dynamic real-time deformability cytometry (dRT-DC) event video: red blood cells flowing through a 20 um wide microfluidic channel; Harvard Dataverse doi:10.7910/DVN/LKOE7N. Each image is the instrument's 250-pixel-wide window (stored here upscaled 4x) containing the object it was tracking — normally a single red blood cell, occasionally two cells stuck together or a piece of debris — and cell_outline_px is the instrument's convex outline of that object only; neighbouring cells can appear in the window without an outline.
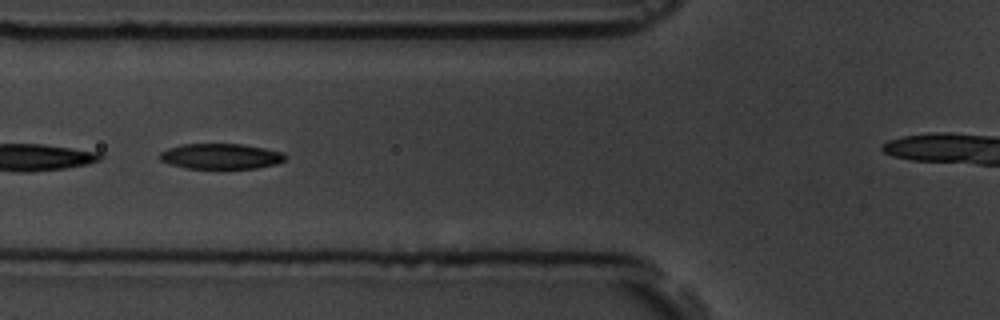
{"species": "common noctule bat (a hibernating species)", "species_latin": "Nyctalus noctula", "temperature_condition": "room temperature", "stored_images_in_passage": 11, "camera_frame_rate_fps": 3000, "um_per_image_px": 0.085, "animal": {"sex": "male", "body_mass_g": 19.5, "forearm_length_mm": 54.6}, "frame": {"image": 1, "passage_image": 7, "time_ms": 7.0, "image_size_px": [1000, 320], "cell_outline_px": [[288, 156], [284, 160], [276, 164], [256, 168], [184, 168], [160, 160], [160, 152], [168, 148], [180, 144], [240, 144], [264, 148], [284, 152]], "centroid_in_image_um": [18.79, 13.28], "position_along_channel_um": 107.0, "area_um2": 18.55}}
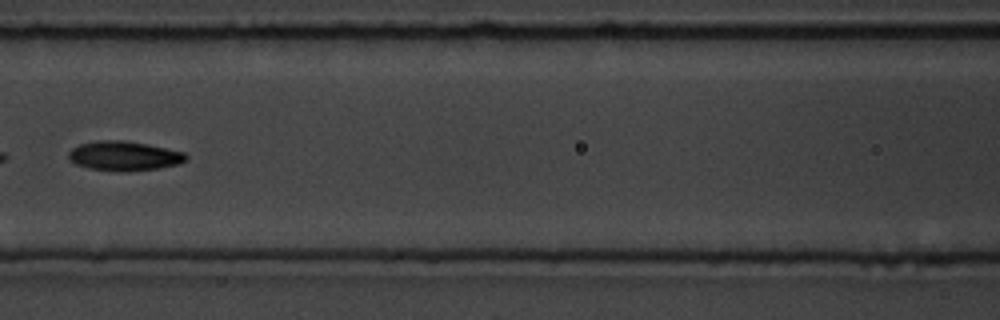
{"frame": {"image": 2, "passage_image": 8, "time_ms": 8.333, "image_size_px": [1000, 320], "cell_outline_px": [[188, 160], [180, 164], [160, 168], [128, 172], [124, 172], [88, 168], [76, 164], [68, 160], [68, 152], [72, 148], [80, 144], [96, 140], [124, 140], [184, 152], [188, 156]], "centroid_in_image_um": [10.54, 13.26], "position_along_channel_um": 156.1, "area_um2": 20.35}}